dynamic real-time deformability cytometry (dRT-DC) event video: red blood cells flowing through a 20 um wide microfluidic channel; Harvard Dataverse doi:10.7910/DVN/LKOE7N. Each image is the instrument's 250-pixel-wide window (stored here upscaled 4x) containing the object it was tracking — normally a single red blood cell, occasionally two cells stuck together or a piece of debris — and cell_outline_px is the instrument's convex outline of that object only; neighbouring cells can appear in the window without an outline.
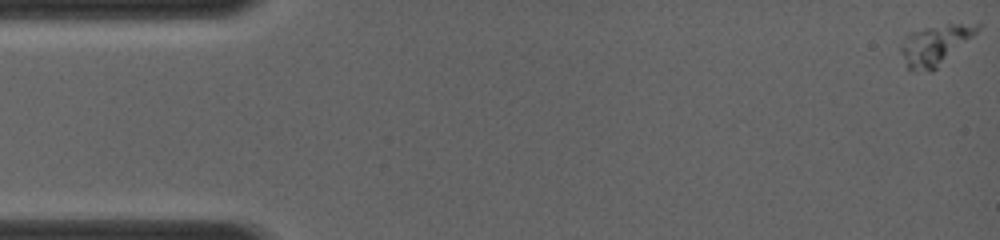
{"species": "common noctule bat (a hibernating species)", "species_latin": "Nyctalus noctula", "temperature_condition": "room temperature", "stored_images_in_passage": 9, "camera_frame_rate_fps": 4000, "um_per_image_px": 0.085, "animal": {"sex": "female", "body_mass_g": 19.0, "forearm_length_mm": 56.7}, "frame": {"image": 1, "passage_image": 1, "time_ms": 0.0, "image_size_px": [1000, 240], "cell_outline_px": [[980, 28], [972, 36], [932, 72], [912, 72], [908, 68], [900, 52], [900, 44], [904, 36], [908, 32], [924, 28], [948, 24], [980, 24]], "centroid_in_image_um": [79.39, 3.84], "position_along_channel_um": 5.6, "area_um2": 17.69}}